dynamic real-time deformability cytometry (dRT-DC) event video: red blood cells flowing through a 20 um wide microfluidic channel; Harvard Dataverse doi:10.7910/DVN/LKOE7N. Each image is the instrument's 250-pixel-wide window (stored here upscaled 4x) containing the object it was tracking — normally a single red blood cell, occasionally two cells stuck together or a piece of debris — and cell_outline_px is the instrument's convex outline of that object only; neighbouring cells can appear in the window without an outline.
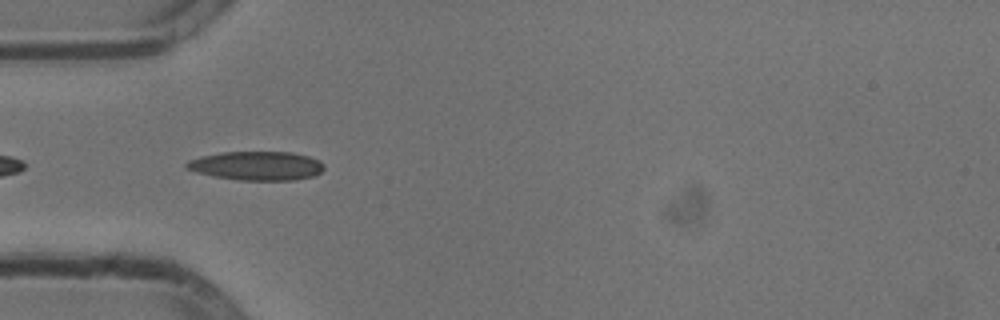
{"species": "common noctule bat (a hibernating species)", "species_latin": "Nyctalus noctula", "temperature_condition": "cold", "stored_images_in_passage": 21, "camera_frame_rate_fps": 3000, "um_per_image_px": 0.085, "animal": {"sex": "male", "body_mass_g": 13.3}, "frame": {"image": 1, "passage_image": 2, "time_ms": 0.333, "image_size_px": [1000, 320], "cell_outline_px": [[324, 168], [320, 172], [312, 176], [292, 180], [240, 180], [212, 176], [196, 172], [184, 168], [184, 164], [188, 160], [200, 156], [224, 152], [292, 152], [308, 156], [320, 160], [324, 164]], "centroid_in_image_um": [21.78, 14.09], "position_along_channel_um": 63.2, "area_um2": 23.24}}
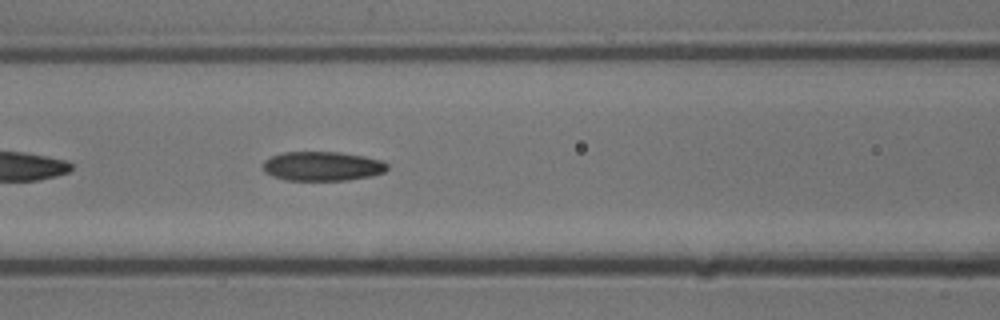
{"frame": {"image": 2, "passage_image": 8, "time_ms": 2.333, "image_size_px": [1000, 320], "cell_outline_px": [[388, 168], [384, 172], [372, 176], [348, 180], [284, 180], [272, 176], [264, 172], [264, 160], [272, 156], [284, 152], [340, 152], [364, 156], [380, 160], [388, 164]], "centroid_in_image_um": [27.4, 14.13], "position_along_channel_um": 139.2, "area_um2": 21.27}}
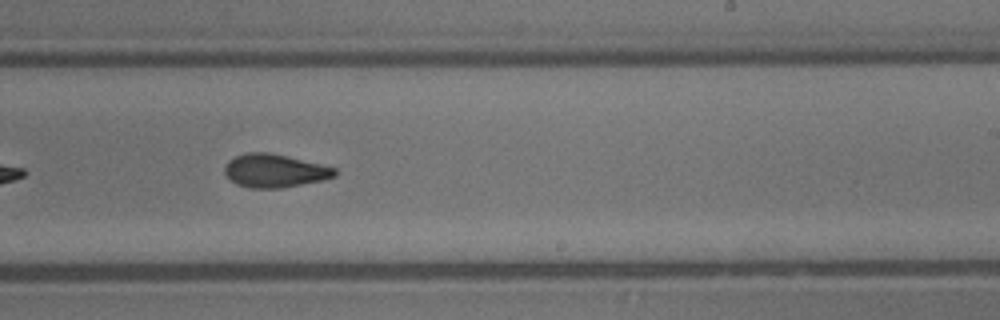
{"frame": {"image": 3, "passage_image": 18, "time_ms": 5.667, "image_size_px": [1000, 320], "cell_outline_px": [[336, 176], [324, 180], [280, 188], [252, 188], [236, 184], [224, 172], [224, 164], [228, 160], [236, 156], [248, 152], [268, 152], [320, 164], [336, 168]], "centroid_in_image_um": [23.33, 14.51], "position_along_channel_um": 265.7, "area_um2": 21.21}}